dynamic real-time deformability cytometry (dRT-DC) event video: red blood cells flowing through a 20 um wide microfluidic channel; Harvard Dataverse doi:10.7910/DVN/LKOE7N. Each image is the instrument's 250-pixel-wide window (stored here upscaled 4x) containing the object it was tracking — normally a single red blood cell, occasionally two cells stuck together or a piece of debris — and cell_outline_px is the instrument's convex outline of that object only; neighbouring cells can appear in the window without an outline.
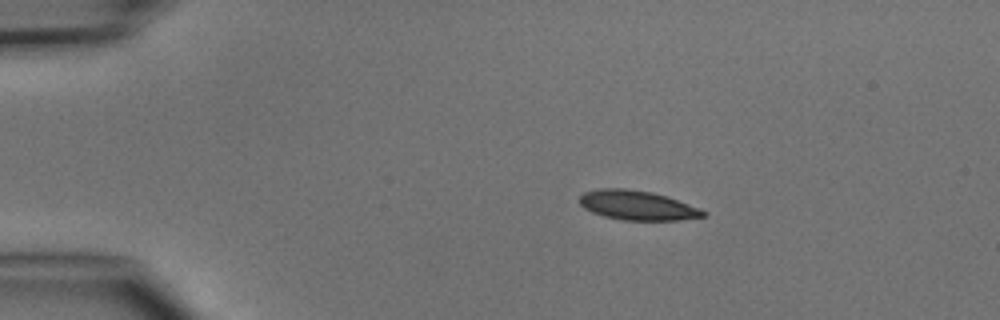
{"species": "common noctule bat (a hibernating species)", "species_latin": "Nyctalus noctula", "temperature_condition": "cold", "stored_images_in_passage": 5, "camera_frame_rate_fps": 3000, "um_per_image_px": 0.085, "animal": {"sex": "male", "body_mass_g": 15.6}, "frame": {"image": 1, "passage_image": 2, "time_ms": 1.0, "image_size_px": [1000, 320], "cell_outline_px": [[708, 216], [676, 220], [624, 220], [604, 216], [592, 212], [584, 208], [580, 204], [580, 196], [584, 192], [600, 188], [624, 188], [652, 192], [700, 208], [708, 212]], "centroid_in_image_um": [54.17, 17.45], "position_along_channel_um": 30.8, "area_um2": 21.1}}
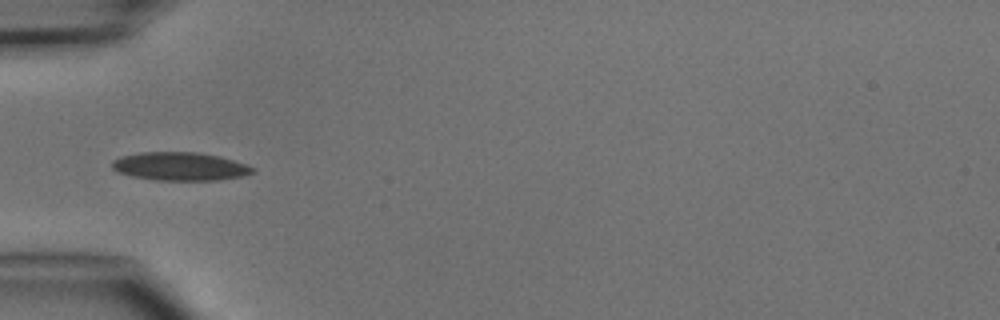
{"frame": {"image": 2, "passage_image": 4, "time_ms": 3.333, "image_size_px": [1000, 320], "cell_outline_px": [[256, 172], [244, 176], [216, 180], [156, 180], [132, 176], [116, 172], [112, 168], [112, 160], [120, 156], [140, 152], [200, 152], [220, 156], [256, 168]], "centroid_in_image_um": [15.29, 14.14], "position_along_channel_um": 69.7, "area_um2": 23.35}}